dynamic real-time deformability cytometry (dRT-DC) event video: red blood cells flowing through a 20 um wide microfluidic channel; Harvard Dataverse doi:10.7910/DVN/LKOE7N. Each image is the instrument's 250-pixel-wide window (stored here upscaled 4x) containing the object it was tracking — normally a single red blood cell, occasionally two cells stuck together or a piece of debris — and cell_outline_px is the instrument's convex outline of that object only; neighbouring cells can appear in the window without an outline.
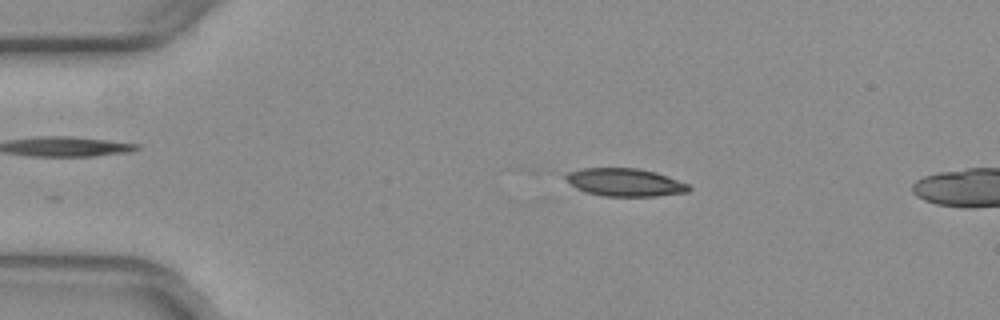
{"species": "common noctule bat (a hibernating species)", "species_latin": "Nyctalus noctula", "temperature_condition": "warm", "stored_images_in_passage": 14, "camera_frame_rate_fps": 3000, "um_per_image_px": 0.085, "animal": {"sex": "female", "body_mass_g": 29.2, "forearm_length_mm": 56.3}, "frame": {"image": 1, "passage_image": 10, "time_ms": 3.0, "image_size_px": [1000, 320], "cell_outline_px": [[688, 188], [672, 192], [596, 192], [584, 188], [572, 180], [572, 176], [604, 168], [616, 168], [648, 172], [660, 176]], "centroid_in_image_um": [53.13, 15.43], "position_along_channel_um": 31.9, "area_um2": 14.28}}